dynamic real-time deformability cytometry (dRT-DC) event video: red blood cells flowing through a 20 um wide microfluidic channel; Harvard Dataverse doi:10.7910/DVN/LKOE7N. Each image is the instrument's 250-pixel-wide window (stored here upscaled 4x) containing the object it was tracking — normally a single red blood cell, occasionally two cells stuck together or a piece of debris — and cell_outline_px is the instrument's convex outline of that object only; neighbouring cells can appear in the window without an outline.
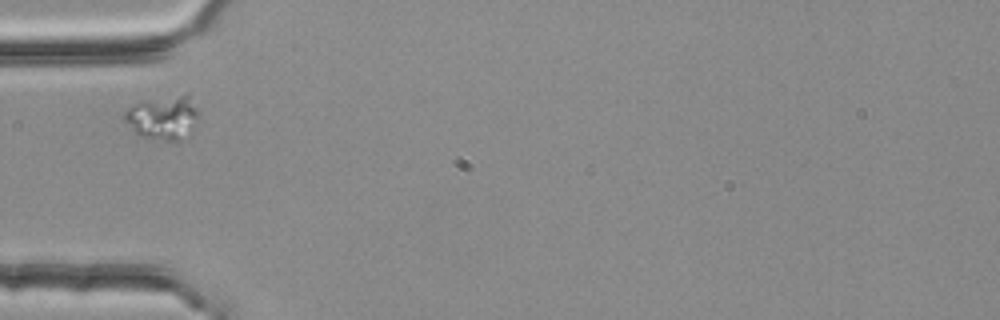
{"species": "common noctule bat (a hibernating species)", "species_latin": "Nyctalus noctula", "temperature_condition": "room temperature", "stored_images_in_passage": 2, "camera_frame_rate_fps": 3000, "um_per_image_px": 0.085, "animal": {"sex": "female", "body_mass_g": 25.1}, "frame": {"image": 1, "passage_image": 1, "time_ms": 0.0, "image_size_px": [1000, 320], "cell_outline_px": [[200, 120], [196, 128], [180, 140], [164, 140], [140, 136], [124, 120], [124, 112], [128, 108], [144, 100], [188, 92], [200, 112]], "centroid_in_image_um": [13.96, 9.96], "position_along_channel_um": 71.0, "area_um2": 19.42}}